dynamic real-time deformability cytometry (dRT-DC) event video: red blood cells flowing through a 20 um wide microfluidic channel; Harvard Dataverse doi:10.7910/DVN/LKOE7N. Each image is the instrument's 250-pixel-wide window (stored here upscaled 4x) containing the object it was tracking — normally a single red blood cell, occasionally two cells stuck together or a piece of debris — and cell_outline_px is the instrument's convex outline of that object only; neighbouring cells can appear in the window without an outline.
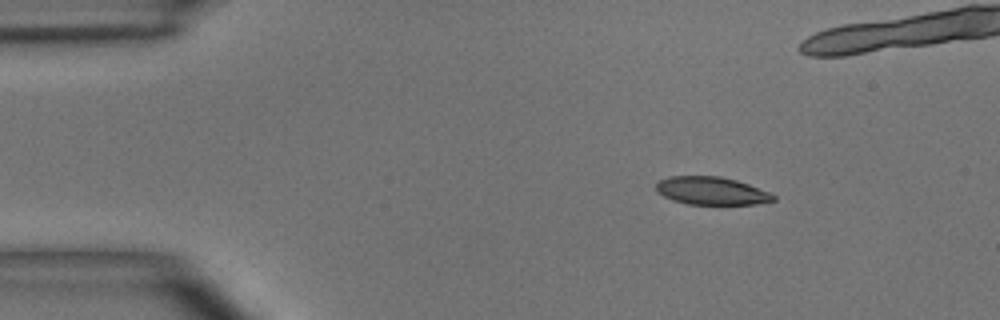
{"species": "common noctule bat (a hibernating species)", "species_latin": "Nyctalus noctula", "temperature_condition": "room temperature", "stored_images_in_passage": 7, "camera_frame_rate_fps": 3000, "um_per_image_px": 0.085, "animal": {"sex": "male", "body_mass_g": 15.6}, "frame": {"image": 1, "passage_image": 2, "time_ms": 1.333, "image_size_px": [1000, 320], "cell_outline_px": [[776, 200], [756, 204], [688, 204], [672, 200], [656, 192], [656, 184], [660, 180], [672, 176], [720, 176], [736, 180], [748, 184], [768, 192], [776, 196]], "centroid_in_image_um": [60.46, 16.22], "position_along_channel_um": 24.5, "area_um2": 18.96}}